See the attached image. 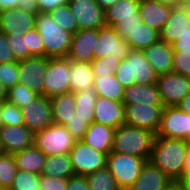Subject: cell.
<instances>
[{
	"mask_svg": "<svg viewBox=\"0 0 190 190\" xmlns=\"http://www.w3.org/2000/svg\"><path fill=\"white\" fill-rule=\"evenodd\" d=\"M187 140L156 136L149 161L173 181L184 175Z\"/></svg>",
	"mask_w": 190,
	"mask_h": 190,
	"instance_id": "obj_1",
	"label": "cell"
},
{
	"mask_svg": "<svg viewBox=\"0 0 190 190\" xmlns=\"http://www.w3.org/2000/svg\"><path fill=\"white\" fill-rule=\"evenodd\" d=\"M156 133L122 124L115 129L112 151L136 157L150 158Z\"/></svg>",
	"mask_w": 190,
	"mask_h": 190,
	"instance_id": "obj_2",
	"label": "cell"
},
{
	"mask_svg": "<svg viewBox=\"0 0 190 190\" xmlns=\"http://www.w3.org/2000/svg\"><path fill=\"white\" fill-rule=\"evenodd\" d=\"M44 44V57H67L72 34L59 27L49 13L36 15V26Z\"/></svg>",
	"mask_w": 190,
	"mask_h": 190,
	"instance_id": "obj_3",
	"label": "cell"
},
{
	"mask_svg": "<svg viewBox=\"0 0 190 190\" xmlns=\"http://www.w3.org/2000/svg\"><path fill=\"white\" fill-rule=\"evenodd\" d=\"M116 78L124 88L133 84H152L157 82L158 75L147 61L142 50H130L120 61L115 71Z\"/></svg>",
	"mask_w": 190,
	"mask_h": 190,
	"instance_id": "obj_4",
	"label": "cell"
},
{
	"mask_svg": "<svg viewBox=\"0 0 190 190\" xmlns=\"http://www.w3.org/2000/svg\"><path fill=\"white\" fill-rule=\"evenodd\" d=\"M145 158L111 151L107 155L106 167L121 190H128L140 176Z\"/></svg>",
	"mask_w": 190,
	"mask_h": 190,
	"instance_id": "obj_5",
	"label": "cell"
},
{
	"mask_svg": "<svg viewBox=\"0 0 190 190\" xmlns=\"http://www.w3.org/2000/svg\"><path fill=\"white\" fill-rule=\"evenodd\" d=\"M76 140L64 125L51 124L34 133L33 144L46 156L69 153Z\"/></svg>",
	"mask_w": 190,
	"mask_h": 190,
	"instance_id": "obj_6",
	"label": "cell"
},
{
	"mask_svg": "<svg viewBox=\"0 0 190 190\" xmlns=\"http://www.w3.org/2000/svg\"><path fill=\"white\" fill-rule=\"evenodd\" d=\"M69 154L75 175L86 176L106 167L107 155L95 150L82 140L75 142Z\"/></svg>",
	"mask_w": 190,
	"mask_h": 190,
	"instance_id": "obj_7",
	"label": "cell"
},
{
	"mask_svg": "<svg viewBox=\"0 0 190 190\" xmlns=\"http://www.w3.org/2000/svg\"><path fill=\"white\" fill-rule=\"evenodd\" d=\"M156 136L169 139L190 140V114L177 106H165Z\"/></svg>",
	"mask_w": 190,
	"mask_h": 190,
	"instance_id": "obj_8",
	"label": "cell"
},
{
	"mask_svg": "<svg viewBox=\"0 0 190 190\" xmlns=\"http://www.w3.org/2000/svg\"><path fill=\"white\" fill-rule=\"evenodd\" d=\"M70 60L67 57L50 58L45 74L44 95L52 98L70 92L69 85Z\"/></svg>",
	"mask_w": 190,
	"mask_h": 190,
	"instance_id": "obj_9",
	"label": "cell"
},
{
	"mask_svg": "<svg viewBox=\"0 0 190 190\" xmlns=\"http://www.w3.org/2000/svg\"><path fill=\"white\" fill-rule=\"evenodd\" d=\"M161 100L165 106H176L190 92V77L175 72L158 75Z\"/></svg>",
	"mask_w": 190,
	"mask_h": 190,
	"instance_id": "obj_10",
	"label": "cell"
},
{
	"mask_svg": "<svg viewBox=\"0 0 190 190\" xmlns=\"http://www.w3.org/2000/svg\"><path fill=\"white\" fill-rule=\"evenodd\" d=\"M24 125L33 133L53 124L51 99L45 95H37L33 101L22 109Z\"/></svg>",
	"mask_w": 190,
	"mask_h": 190,
	"instance_id": "obj_11",
	"label": "cell"
},
{
	"mask_svg": "<svg viewBox=\"0 0 190 190\" xmlns=\"http://www.w3.org/2000/svg\"><path fill=\"white\" fill-rule=\"evenodd\" d=\"M164 105H125V124L157 133Z\"/></svg>",
	"mask_w": 190,
	"mask_h": 190,
	"instance_id": "obj_12",
	"label": "cell"
},
{
	"mask_svg": "<svg viewBox=\"0 0 190 190\" xmlns=\"http://www.w3.org/2000/svg\"><path fill=\"white\" fill-rule=\"evenodd\" d=\"M18 81L31 88L38 95H44L45 74L48 66V57H29L18 61Z\"/></svg>",
	"mask_w": 190,
	"mask_h": 190,
	"instance_id": "obj_13",
	"label": "cell"
},
{
	"mask_svg": "<svg viewBox=\"0 0 190 190\" xmlns=\"http://www.w3.org/2000/svg\"><path fill=\"white\" fill-rule=\"evenodd\" d=\"M68 5L76 18L78 29H99L106 25L105 11L96 0H69Z\"/></svg>",
	"mask_w": 190,
	"mask_h": 190,
	"instance_id": "obj_14",
	"label": "cell"
},
{
	"mask_svg": "<svg viewBox=\"0 0 190 190\" xmlns=\"http://www.w3.org/2000/svg\"><path fill=\"white\" fill-rule=\"evenodd\" d=\"M130 47L113 26L105 25L98 29L96 42V59L112 55L120 60L129 54Z\"/></svg>",
	"mask_w": 190,
	"mask_h": 190,
	"instance_id": "obj_15",
	"label": "cell"
},
{
	"mask_svg": "<svg viewBox=\"0 0 190 190\" xmlns=\"http://www.w3.org/2000/svg\"><path fill=\"white\" fill-rule=\"evenodd\" d=\"M98 29H83L72 34L69 60L79 62H92L96 59V42Z\"/></svg>",
	"mask_w": 190,
	"mask_h": 190,
	"instance_id": "obj_16",
	"label": "cell"
},
{
	"mask_svg": "<svg viewBox=\"0 0 190 190\" xmlns=\"http://www.w3.org/2000/svg\"><path fill=\"white\" fill-rule=\"evenodd\" d=\"M34 133L26 125H6L0 128V143L4 153L14 154L33 145Z\"/></svg>",
	"mask_w": 190,
	"mask_h": 190,
	"instance_id": "obj_17",
	"label": "cell"
},
{
	"mask_svg": "<svg viewBox=\"0 0 190 190\" xmlns=\"http://www.w3.org/2000/svg\"><path fill=\"white\" fill-rule=\"evenodd\" d=\"M36 26V14L18 7L0 12V32L6 35L24 34Z\"/></svg>",
	"mask_w": 190,
	"mask_h": 190,
	"instance_id": "obj_18",
	"label": "cell"
},
{
	"mask_svg": "<svg viewBox=\"0 0 190 190\" xmlns=\"http://www.w3.org/2000/svg\"><path fill=\"white\" fill-rule=\"evenodd\" d=\"M94 122L115 129L125 124L124 103L98 96L94 109Z\"/></svg>",
	"mask_w": 190,
	"mask_h": 190,
	"instance_id": "obj_19",
	"label": "cell"
},
{
	"mask_svg": "<svg viewBox=\"0 0 190 190\" xmlns=\"http://www.w3.org/2000/svg\"><path fill=\"white\" fill-rule=\"evenodd\" d=\"M189 28L190 14L186 4L173 6L170 17L160 32V40L173 44Z\"/></svg>",
	"mask_w": 190,
	"mask_h": 190,
	"instance_id": "obj_20",
	"label": "cell"
},
{
	"mask_svg": "<svg viewBox=\"0 0 190 190\" xmlns=\"http://www.w3.org/2000/svg\"><path fill=\"white\" fill-rule=\"evenodd\" d=\"M157 75L173 72V48L162 40L142 50Z\"/></svg>",
	"mask_w": 190,
	"mask_h": 190,
	"instance_id": "obj_21",
	"label": "cell"
},
{
	"mask_svg": "<svg viewBox=\"0 0 190 190\" xmlns=\"http://www.w3.org/2000/svg\"><path fill=\"white\" fill-rule=\"evenodd\" d=\"M139 12L142 22L159 33L172 12V6L155 0H140Z\"/></svg>",
	"mask_w": 190,
	"mask_h": 190,
	"instance_id": "obj_22",
	"label": "cell"
},
{
	"mask_svg": "<svg viewBox=\"0 0 190 190\" xmlns=\"http://www.w3.org/2000/svg\"><path fill=\"white\" fill-rule=\"evenodd\" d=\"M124 105H164L156 83L133 84L124 89Z\"/></svg>",
	"mask_w": 190,
	"mask_h": 190,
	"instance_id": "obj_23",
	"label": "cell"
},
{
	"mask_svg": "<svg viewBox=\"0 0 190 190\" xmlns=\"http://www.w3.org/2000/svg\"><path fill=\"white\" fill-rule=\"evenodd\" d=\"M173 181L149 160L143 165L140 176L128 190H164Z\"/></svg>",
	"mask_w": 190,
	"mask_h": 190,
	"instance_id": "obj_24",
	"label": "cell"
},
{
	"mask_svg": "<svg viewBox=\"0 0 190 190\" xmlns=\"http://www.w3.org/2000/svg\"><path fill=\"white\" fill-rule=\"evenodd\" d=\"M115 128L93 122L82 138V141L97 151L108 155L112 151Z\"/></svg>",
	"mask_w": 190,
	"mask_h": 190,
	"instance_id": "obj_25",
	"label": "cell"
},
{
	"mask_svg": "<svg viewBox=\"0 0 190 190\" xmlns=\"http://www.w3.org/2000/svg\"><path fill=\"white\" fill-rule=\"evenodd\" d=\"M70 92L77 93L94 86V73L91 62L70 60Z\"/></svg>",
	"mask_w": 190,
	"mask_h": 190,
	"instance_id": "obj_26",
	"label": "cell"
},
{
	"mask_svg": "<svg viewBox=\"0 0 190 190\" xmlns=\"http://www.w3.org/2000/svg\"><path fill=\"white\" fill-rule=\"evenodd\" d=\"M19 170L41 174L45 164L46 155L34 144L20 152L13 154Z\"/></svg>",
	"mask_w": 190,
	"mask_h": 190,
	"instance_id": "obj_27",
	"label": "cell"
},
{
	"mask_svg": "<svg viewBox=\"0 0 190 190\" xmlns=\"http://www.w3.org/2000/svg\"><path fill=\"white\" fill-rule=\"evenodd\" d=\"M50 99L54 124L65 125L75 116V95L73 92L56 95Z\"/></svg>",
	"mask_w": 190,
	"mask_h": 190,
	"instance_id": "obj_28",
	"label": "cell"
},
{
	"mask_svg": "<svg viewBox=\"0 0 190 190\" xmlns=\"http://www.w3.org/2000/svg\"><path fill=\"white\" fill-rule=\"evenodd\" d=\"M124 40L128 43L130 49L143 50L160 40V33L141 22L131 30Z\"/></svg>",
	"mask_w": 190,
	"mask_h": 190,
	"instance_id": "obj_29",
	"label": "cell"
},
{
	"mask_svg": "<svg viewBox=\"0 0 190 190\" xmlns=\"http://www.w3.org/2000/svg\"><path fill=\"white\" fill-rule=\"evenodd\" d=\"M140 0H120L114 6L105 10V23L114 26L123 19L136 18L139 12Z\"/></svg>",
	"mask_w": 190,
	"mask_h": 190,
	"instance_id": "obj_30",
	"label": "cell"
},
{
	"mask_svg": "<svg viewBox=\"0 0 190 190\" xmlns=\"http://www.w3.org/2000/svg\"><path fill=\"white\" fill-rule=\"evenodd\" d=\"M42 175L69 178L74 174L69 153L46 156Z\"/></svg>",
	"mask_w": 190,
	"mask_h": 190,
	"instance_id": "obj_31",
	"label": "cell"
},
{
	"mask_svg": "<svg viewBox=\"0 0 190 190\" xmlns=\"http://www.w3.org/2000/svg\"><path fill=\"white\" fill-rule=\"evenodd\" d=\"M75 95V115L91 124L94 122L95 103L98 98L94 87L86 88L83 91L74 93Z\"/></svg>",
	"mask_w": 190,
	"mask_h": 190,
	"instance_id": "obj_32",
	"label": "cell"
},
{
	"mask_svg": "<svg viewBox=\"0 0 190 190\" xmlns=\"http://www.w3.org/2000/svg\"><path fill=\"white\" fill-rule=\"evenodd\" d=\"M94 90L98 96L114 101H123L124 87L115 74L109 76L94 77Z\"/></svg>",
	"mask_w": 190,
	"mask_h": 190,
	"instance_id": "obj_33",
	"label": "cell"
},
{
	"mask_svg": "<svg viewBox=\"0 0 190 190\" xmlns=\"http://www.w3.org/2000/svg\"><path fill=\"white\" fill-rule=\"evenodd\" d=\"M89 190H121L107 167L86 175Z\"/></svg>",
	"mask_w": 190,
	"mask_h": 190,
	"instance_id": "obj_34",
	"label": "cell"
},
{
	"mask_svg": "<svg viewBox=\"0 0 190 190\" xmlns=\"http://www.w3.org/2000/svg\"><path fill=\"white\" fill-rule=\"evenodd\" d=\"M56 24L63 28L65 31L75 34L78 29V24L74 14L72 13L68 4L57 7L49 12Z\"/></svg>",
	"mask_w": 190,
	"mask_h": 190,
	"instance_id": "obj_35",
	"label": "cell"
},
{
	"mask_svg": "<svg viewBox=\"0 0 190 190\" xmlns=\"http://www.w3.org/2000/svg\"><path fill=\"white\" fill-rule=\"evenodd\" d=\"M38 94L24 84L18 83L7 90V101L22 109L35 99Z\"/></svg>",
	"mask_w": 190,
	"mask_h": 190,
	"instance_id": "obj_36",
	"label": "cell"
},
{
	"mask_svg": "<svg viewBox=\"0 0 190 190\" xmlns=\"http://www.w3.org/2000/svg\"><path fill=\"white\" fill-rule=\"evenodd\" d=\"M14 156L9 153L0 155V186L10 188L17 173Z\"/></svg>",
	"mask_w": 190,
	"mask_h": 190,
	"instance_id": "obj_37",
	"label": "cell"
},
{
	"mask_svg": "<svg viewBox=\"0 0 190 190\" xmlns=\"http://www.w3.org/2000/svg\"><path fill=\"white\" fill-rule=\"evenodd\" d=\"M39 177L40 174L18 169L9 190H41Z\"/></svg>",
	"mask_w": 190,
	"mask_h": 190,
	"instance_id": "obj_38",
	"label": "cell"
},
{
	"mask_svg": "<svg viewBox=\"0 0 190 190\" xmlns=\"http://www.w3.org/2000/svg\"><path fill=\"white\" fill-rule=\"evenodd\" d=\"M120 59L112 55L99 59H93L91 62L94 77L113 75L120 64Z\"/></svg>",
	"mask_w": 190,
	"mask_h": 190,
	"instance_id": "obj_39",
	"label": "cell"
},
{
	"mask_svg": "<svg viewBox=\"0 0 190 190\" xmlns=\"http://www.w3.org/2000/svg\"><path fill=\"white\" fill-rule=\"evenodd\" d=\"M19 64L18 61H11L8 63L0 64V81L4 87L8 90L19 83Z\"/></svg>",
	"mask_w": 190,
	"mask_h": 190,
	"instance_id": "obj_40",
	"label": "cell"
},
{
	"mask_svg": "<svg viewBox=\"0 0 190 190\" xmlns=\"http://www.w3.org/2000/svg\"><path fill=\"white\" fill-rule=\"evenodd\" d=\"M2 124L3 126L24 125L22 110L8 101L2 102Z\"/></svg>",
	"mask_w": 190,
	"mask_h": 190,
	"instance_id": "obj_41",
	"label": "cell"
},
{
	"mask_svg": "<svg viewBox=\"0 0 190 190\" xmlns=\"http://www.w3.org/2000/svg\"><path fill=\"white\" fill-rule=\"evenodd\" d=\"M8 43L17 61L29 58L27 36L24 34L7 35Z\"/></svg>",
	"mask_w": 190,
	"mask_h": 190,
	"instance_id": "obj_42",
	"label": "cell"
},
{
	"mask_svg": "<svg viewBox=\"0 0 190 190\" xmlns=\"http://www.w3.org/2000/svg\"><path fill=\"white\" fill-rule=\"evenodd\" d=\"M24 36H27L28 48H29V57H44V44L42 37L38 33L37 29L24 33Z\"/></svg>",
	"mask_w": 190,
	"mask_h": 190,
	"instance_id": "obj_43",
	"label": "cell"
},
{
	"mask_svg": "<svg viewBox=\"0 0 190 190\" xmlns=\"http://www.w3.org/2000/svg\"><path fill=\"white\" fill-rule=\"evenodd\" d=\"M64 126L72 134V137L76 141H79L84 137V134L89 127V123L85 122L83 119L75 115Z\"/></svg>",
	"mask_w": 190,
	"mask_h": 190,
	"instance_id": "obj_44",
	"label": "cell"
},
{
	"mask_svg": "<svg viewBox=\"0 0 190 190\" xmlns=\"http://www.w3.org/2000/svg\"><path fill=\"white\" fill-rule=\"evenodd\" d=\"M68 178L50 177L40 174L39 185L41 190H66Z\"/></svg>",
	"mask_w": 190,
	"mask_h": 190,
	"instance_id": "obj_45",
	"label": "cell"
},
{
	"mask_svg": "<svg viewBox=\"0 0 190 190\" xmlns=\"http://www.w3.org/2000/svg\"><path fill=\"white\" fill-rule=\"evenodd\" d=\"M173 72L190 77V54L173 53Z\"/></svg>",
	"mask_w": 190,
	"mask_h": 190,
	"instance_id": "obj_46",
	"label": "cell"
},
{
	"mask_svg": "<svg viewBox=\"0 0 190 190\" xmlns=\"http://www.w3.org/2000/svg\"><path fill=\"white\" fill-rule=\"evenodd\" d=\"M142 19L140 14L136 18L123 19L117 22L113 27L122 39H125L131 30L140 24Z\"/></svg>",
	"mask_w": 190,
	"mask_h": 190,
	"instance_id": "obj_47",
	"label": "cell"
},
{
	"mask_svg": "<svg viewBox=\"0 0 190 190\" xmlns=\"http://www.w3.org/2000/svg\"><path fill=\"white\" fill-rule=\"evenodd\" d=\"M17 61L8 43V36L0 32V64Z\"/></svg>",
	"mask_w": 190,
	"mask_h": 190,
	"instance_id": "obj_48",
	"label": "cell"
},
{
	"mask_svg": "<svg viewBox=\"0 0 190 190\" xmlns=\"http://www.w3.org/2000/svg\"><path fill=\"white\" fill-rule=\"evenodd\" d=\"M172 48L174 52L190 54V28L172 44Z\"/></svg>",
	"mask_w": 190,
	"mask_h": 190,
	"instance_id": "obj_49",
	"label": "cell"
},
{
	"mask_svg": "<svg viewBox=\"0 0 190 190\" xmlns=\"http://www.w3.org/2000/svg\"><path fill=\"white\" fill-rule=\"evenodd\" d=\"M66 190H89L86 176L73 175L69 177Z\"/></svg>",
	"mask_w": 190,
	"mask_h": 190,
	"instance_id": "obj_50",
	"label": "cell"
},
{
	"mask_svg": "<svg viewBox=\"0 0 190 190\" xmlns=\"http://www.w3.org/2000/svg\"><path fill=\"white\" fill-rule=\"evenodd\" d=\"M39 13H49L57 7L68 4L69 0H36Z\"/></svg>",
	"mask_w": 190,
	"mask_h": 190,
	"instance_id": "obj_51",
	"label": "cell"
},
{
	"mask_svg": "<svg viewBox=\"0 0 190 190\" xmlns=\"http://www.w3.org/2000/svg\"><path fill=\"white\" fill-rule=\"evenodd\" d=\"M18 8L22 9L25 12L33 13L36 15L39 13V8L36 0H20Z\"/></svg>",
	"mask_w": 190,
	"mask_h": 190,
	"instance_id": "obj_52",
	"label": "cell"
},
{
	"mask_svg": "<svg viewBox=\"0 0 190 190\" xmlns=\"http://www.w3.org/2000/svg\"><path fill=\"white\" fill-rule=\"evenodd\" d=\"M20 0H0V12L18 7Z\"/></svg>",
	"mask_w": 190,
	"mask_h": 190,
	"instance_id": "obj_53",
	"label": "cell"
},
{
	"mask_svg": "<svg viewBox=\"0 0 190 190\" xmlns=\"http://www.w3.org/2000/svg\"><path fill=\"white\" fill-rule=\"evenodd\" d=\"M176 106L180 110L190 114V92Z\"/></svg>",
	"mask_w": 190,
	"mask_h": 190,
	"instance_id": "obj_54",
	"label": "cell"
},
{
	"mask_svg": "<svg viewBox=\"0 0 190 190\" xmlns=\"http://www.w3.org/2000/svg\"><path fill=\"white\" fill-rule=\"evenodd\" d=\"M190 173V142L187 141V152L184 162V174Z\"/></svg>",
	"mask_w": 190,
	"mask_h": 190,
	"instance_id": "obj_55",
	"label": "cell"
},
{
	"mask_svg": "<svg viewBox=\"0 0 190 190\" xmlns=\"http://www.w3.org/2000/svg\"><path fill=\"white\" fill-rule=\"evenodd\" d=\"M118 1L120 0H96L104 11L111 6H114Z\"/></svg>",
	"mask_w": 190,
	"mask_h": 190,
	"instance_id": "obj_56",
	"label": "cell"
},
{
	"mask_svg": "<svg viewBox=\"0 0 190 190\" xmlns=\"http://www.w3.org/2000/svg\"><path fill=\"white\" fill-rule=\"evenodd\" d=\"M184 190H190V173L184 174L179 180Z\"/></svg>",
	"mask_w": 190,
	"mask_h": 190,
	"instance_id": "obj_57",
	"label": "cell"
},
{
	"mask_svg": "<svg viewBox=\"0 0 190 190\" xmlns=\"http://www.w3.org/2000/svg\"><path fill=\"white\" fill-rule=\"evenodd\" d=\"M164 190H184V188L179 181H171Z\"/></svg>",
	"mask_w": 190,
	"mask_h": 190,
	"instance_id": "obj_58",
	"label": "cell"
},
{
	"mask_svg": "<svg viewBox=\"0 0 190 190\" xmlns=\"http://www.w3.org/2000/svg\"><path fill=\"white\" fill-rule=\"evenodd\" d=\"M7 101V89L4 87L3 83L0 81V103Z\"/></svg>",
	"mask_w": 190,
	"mask_h": 190,
	"instance_id": "obj_59",
	"label": "cell"
},
{
	"mask_svg": "<svg viewBox=\"0 0 190 190\" xmlns=\"http://www.w3.org/2000/svg\"><path fill=\"white\" fill-rule=\"evenodd\" d=\"M155 1H158L162 4H166V5H169V6H177V5H180L181 2L179 0H155Z\"/></svg>",
	"mask_w": 190,
	"mask_h": 190,
	"instance_id": "obj_60",
	"label": "cell"
},
{
	"mask_svg": "<svg viewBox=\"0 0 190 190\" xmlns=\"http://www.w3.org/2000/svg\"><path fill=\"white\" fill-rule=\"evenodd\" d=\"M3 126L2 124V103H0V128Z\"/></svg>",
	"mask_w": 190,
	"mask_h": 190,
	"instance_id": "obj_61",
	"label": "cell"
},
{
	"mask_svg": "<svg viewBox=\"0 0 190 190\" xmlns=\"http://www.w3.org/2000/svg\"><path fill=\"white\" fill-rule=\"evenodd\" d=\"M181 2V4H186L187 2H189L190 0H179Z\"/></svg>",
	"mask_w": 190,
	"mask_h": 190,
	"instance_id": "obj_62",
	"label": "cell"
},
{
	"mask_svg": "<svg viewBox=\"0 0 190 190\" xmlns=\"http://www.w3.org/2000/svg\"><path fill=\"white\" fill-rule=\"evenodd\" d=\"M186 6L188 7V11H189V14H190V1L186 3Z\"/></svg>",
	"mask_w": 190,
	"mask_h": 190,
	"instance_id": "obj_63",
	"label": "cell"
},
{
	"mask_svg": "<svg viewBox=\"0 0 190 190\" xmlns=\"http://www.w3.org/2000/svg\"><path fill=\"white\" fill-rule=\"evenodd\" d=\"M3 153H4V151H3L1 143H0V155L3 154Z\"/></svg>",
	"mask_w": 190,
	"mask_h": 190,
	"instance_id": "obj_64",
	"label": "cell"
},
{
	"mask_svg": "<svg viewBox=\"0 0 190 190\" xmlns=\"http://www.w3.org/2000/svg\"><path fill=\"white\" fill-rule=\"evenodd\" d=\"M0 190H9V188H6V187H3V186H0Z\"/></svg>",
	"mask_w": 190,
	"mask_h": 190,
	"instance_id": "obj_65",
	"label": "cell"
}]
</instances>
